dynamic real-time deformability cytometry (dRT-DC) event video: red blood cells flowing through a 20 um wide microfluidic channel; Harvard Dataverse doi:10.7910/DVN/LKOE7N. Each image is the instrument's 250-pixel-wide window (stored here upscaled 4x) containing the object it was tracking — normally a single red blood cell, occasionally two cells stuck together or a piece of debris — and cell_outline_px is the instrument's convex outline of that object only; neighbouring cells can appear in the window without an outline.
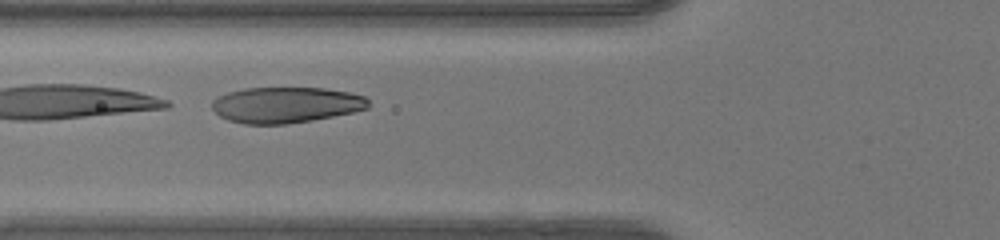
{"species": "human", "species_latin": "Homo sapiens", "temperature_condition": "warm", "stored_images_in_passage": 34, "segment_of_instrument_passage": [2, 2], "camera_frame_rate_fps": 3000, "um_per_image_px": 0.085, "donor": {"sex": "female"}, "frame": {"image": 1, "passage_image": 10, "time_ms": 3.0, "image_size_px": [1000, 240], "cell_outline_px": [[368, 108], [352, 112], [312, 120], [284, 124], [244, 124], [228, 120], [220, 116], [212, 108], [212, 100], [216, 96], [228, 92], [244, 88], [324, 88], [348, 92], [364, 96], [368, 100]], "centroid_in_image_um": [24.26, 8.91], "position_along_channel_um": 101.5, "area_um2": 32.6}}
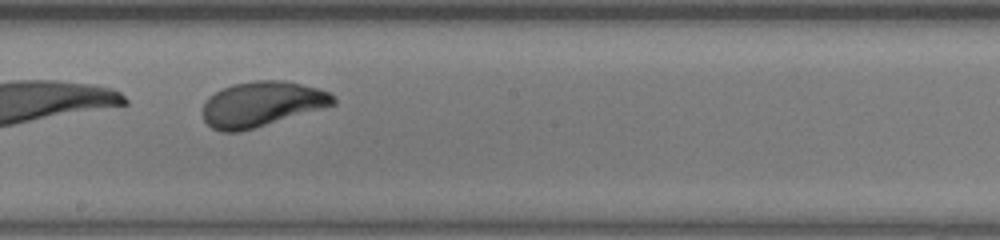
{"frame": {"image": 2, "passage_image": 19, "time_ms": 6.0, "image_size_px": [1000, 240], "cell_outline_px": [[336, 104], [256, 128], [240, 132], [220, 132], [212, 128], [204, 120], [204, 104], [208, 96], [232, 84], [252, 80], [284, 80], [316, 88], [328, 92], [336, 100]], "centroid_in_image_um": [22.23, 8.85], "position_along_channel_um": 226.0, "area_um2": 34.22}}
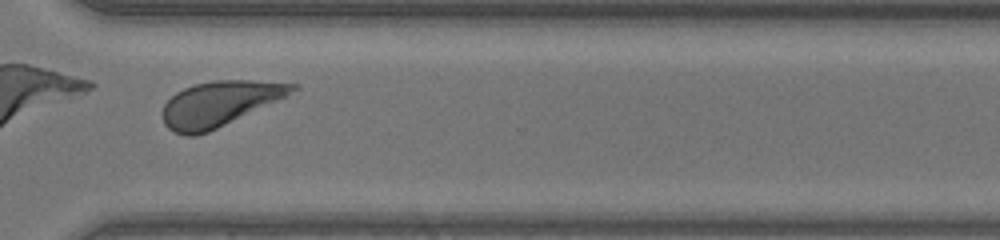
{"frame": {"image": 3, "passage_image": 28, "time_ms": 9.0, "image_size_px": [1000, 240], "cell_outline_px": [[300, 88], [284, 96], [208, 132], [196, 136], [184, 136], [172, 132], [164, 124], [164, 104], [176, 92], [184, 88], [196, 84], [212, 80], [252, 80], [300, 84]], "centroid_in_image_um": [18.62, 8.81], "position_along_channel_um": 352.0, "area_um2": 33.47}}